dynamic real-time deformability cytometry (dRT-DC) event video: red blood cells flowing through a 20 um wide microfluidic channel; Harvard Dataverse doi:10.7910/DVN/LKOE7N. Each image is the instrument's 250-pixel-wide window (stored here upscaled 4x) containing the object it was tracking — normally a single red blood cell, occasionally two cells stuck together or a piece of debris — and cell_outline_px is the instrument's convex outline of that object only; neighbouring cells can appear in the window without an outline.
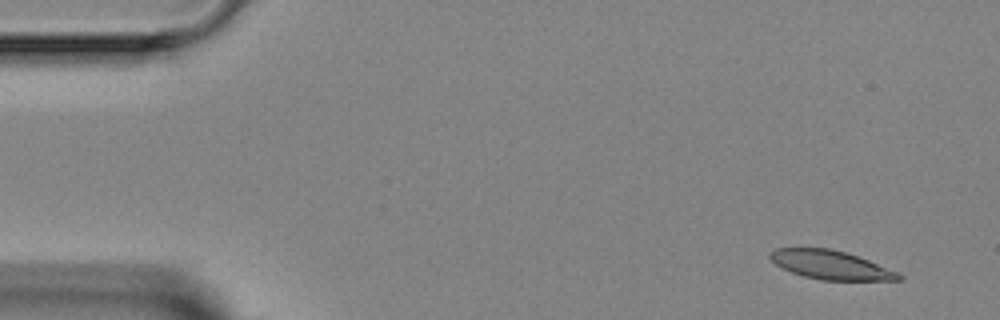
{"species": "Egyptian fruit bat (a non-hibernating species)", "species_latin": "Rousettus aegyptiacus", "temperature_condition": "room temperature", "stored_images_in_passage": 6, "camera_frame_rate_fps": 3000, "um_per_image_px": 0.085, "animal": {"sex": "female"}, "frame": {"image": 1, "passage_image": 1, "time_ms": 0.0, "image_size_px": [1000, 320], "cell_outline_px": [[904, 276], [900, 280], [820, 280], [804, 276], [792, 272], [776, 264], [768, 256], [768, 252], [776, 248], [832, 248], [868, 260], [896, 272]], "centroid_in_image_um": [70.57, 22.51], "position_along_channel_um": 14.4, "area_um2": 21.27}}
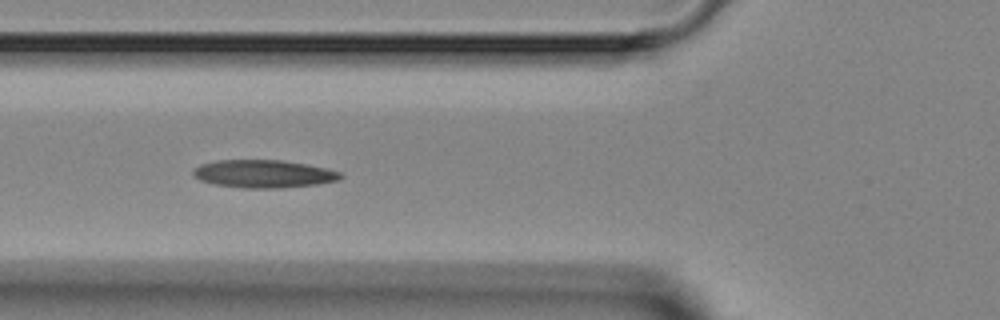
{"frame": {"image": 2, "passage_image": 5, "time_ms": 4.667, "image_size_px": [1000, 320], "cell_outline_px": [[344, 176], [340, 180], [316, 184], [280, 188], [244, 188], [216, 184], [200, 180], [192, 176], [192, 172], [200, 164], [216, 160], [280, 160], [304, 164], [324, 168], [340, 172]], "centroid_in_image_um": [22.39, 14.78], "position_along_channel_um": 103.4, "area_um2": 23.76}}
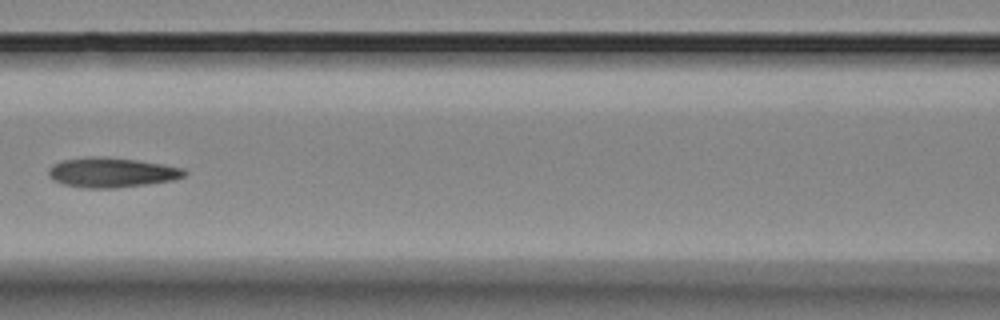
{"frame": {"image": 3, "passage_image": 6, "time_ms": 6.0, "image_size_px": [1000, 320], "cell_outline_px": [[188, 172], [184, 176], [176, 180], [148, 184], [116, 188], [88, 188], [64, 184], [52, 180], [48, 176], [48, 168], [52, 164], [64, 160], [92, 156], [136, 160], [184, 168]], "centroid_in_image_um": [9.49, 14.67], "position_along_channel_um": 157.1, "area_um2": 23.52}}